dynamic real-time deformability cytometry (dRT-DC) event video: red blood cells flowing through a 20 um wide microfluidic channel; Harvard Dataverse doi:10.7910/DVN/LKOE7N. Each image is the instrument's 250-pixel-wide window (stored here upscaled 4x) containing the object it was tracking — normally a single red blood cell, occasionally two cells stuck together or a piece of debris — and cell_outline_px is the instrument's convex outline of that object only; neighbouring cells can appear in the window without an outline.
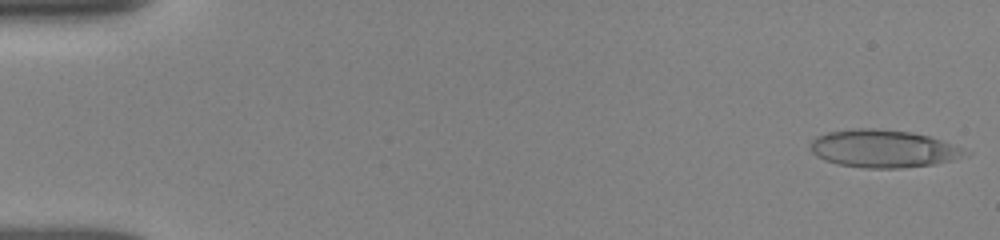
{"species": "human", "species_latin": "Homo sapiens", "temperature_condition": "room temperature", "stored_images_in_passage": 39, "camera_frame_rate_fps": 3000, "um_per_image_px": 0.085, "donor": {"sex": "female"}, "frame": {"image": 1, "passage_image": 1, "time_ms": 0.0, "image_size_px": [1000, 240], "cell_outline_px": [[972, 152], [968, 156], [936, 164], [900, 168], [864, 168], [840, 164], [824, 160], [816, 156], [812, 152], [812, 140], [816, 136], [828, 132], [856, 128], [872, 128], [912, 132], [928, 136], [940, 140]], "centroid_in_image_um": [75.1, 12.64], "position_along_channel_um": 9.9, "area_um2": 33.93}}
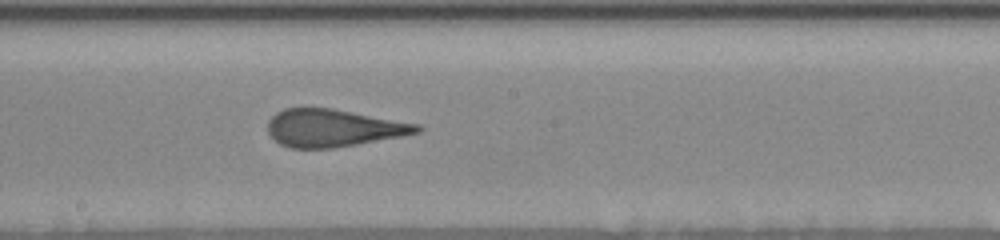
{"frame": {"image": 2, "passage_image": 21, "time_ms": 9.0, "image_size_px": [1000, 240], "cell_outline_px": [[424, 128], [420, 132], [400, 136], [356, 144], [332, 148], [292, 148], [280, 144], [268, 132], [268, 120], [276, 112], [284, 108], [332, 108], [420, 124]], "centroid_in_image_um": [28.33, 10.87], "position_along_channel_um": 219.9, "area_um2": 32.43}}
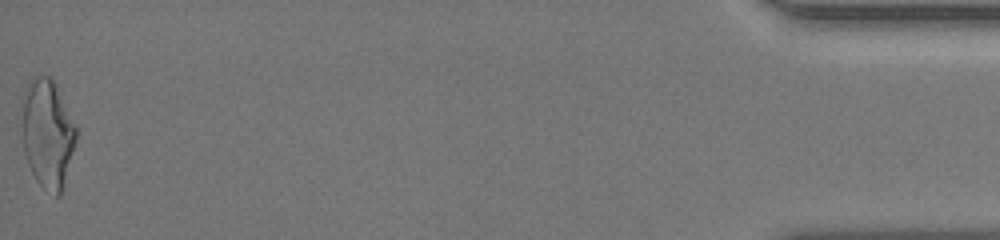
{"frame": {"image": 3, "passage_image": 39, "time_ms": 16.667, "image_size_px": [1000, 240], "cell_outline_px": [[76, 140], [60, 196], [56, 196], [40, 184], [36, 180], [28, 164], [24, 152], [20, 128], [20, 100], [24, 88], [28, 80], [32, 76], [48, 76], [52, 80], [76, 128]], "centroid_in_image_um": [3.95, 11.3], "position_along_channel_um": 431.3, "area_um2": 34.39}, "authors_computed_cell_mechanics": {"area_um2": 33.0616, "velocity_mm_per_s": 3.9197, "shape_relaxation_time_tau1_ms": 6.2193, "shape_relaxation_time_tau2_ms": 1.0578, "deformation_change_tau1": 0.2112, "deformation_change_tau2": 0.1217}}